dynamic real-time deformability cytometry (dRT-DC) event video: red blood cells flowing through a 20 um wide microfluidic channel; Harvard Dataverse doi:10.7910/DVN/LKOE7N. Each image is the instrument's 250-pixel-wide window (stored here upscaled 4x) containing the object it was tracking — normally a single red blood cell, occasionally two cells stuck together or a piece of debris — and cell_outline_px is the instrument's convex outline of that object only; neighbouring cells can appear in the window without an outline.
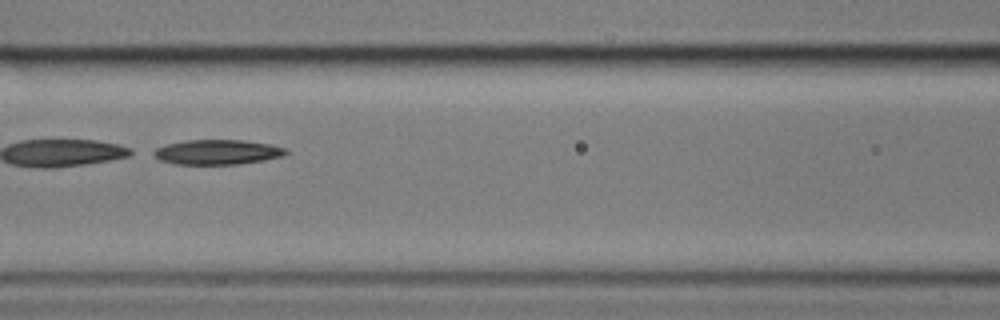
{"species": "common noctule bat (a hibernating species)", "species_latin": "Nyctalus noctula", "temperature_condition": "cold", "stored_images_in_passage": 44, "camera_frame_rate_fps": 3000, "um_per_image_px": 0.085, "animal": {"sex": "male", "body_mass_g": 17.9}, "frame": {"image": 1, "passage_image": 13, "time_ms": 4.0, "image_size_px": [1000, 320], "cell_outline_px": [[288, 152], [284, 156], [264, 160], [236, 164], [176, 164], [160, 160], [152, 156], [148, 152], [156, 148], [168, 144], [184, 140], [244, 140], [268, 144], [284, 148]], "centroid_in_image_um": [18.41, 12.93], "position_along_channel_um": 148.2, "area_um2": 19.19}}
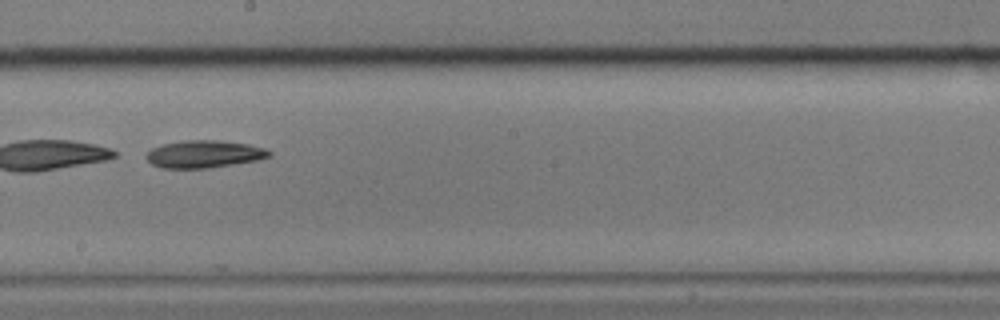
{"frame": {"image": 2, "passage_image": 20, "time_ms": 6.333, "image_size_px": [1000, 320], "cell_outline_px": [[272, 156], [256, 160], [208, 168], [160, 168], [152, 164], [144, 156], [152, 148], [160, 144], [184, 140], [220, 140], [248, 144], [264, 148], [272, 152]], "centroid_in_image_um": [17.32, 13.09], "position_along_channel_um": 230.9, "area_um2": 19.71}}